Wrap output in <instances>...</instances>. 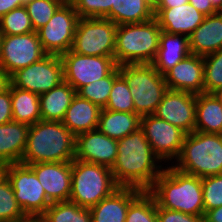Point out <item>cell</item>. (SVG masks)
I'll return each mask as SVG.
<instances>
[{"label":"cell","instance_id":"6da1fadb","mask_svg":"<svg viewBox=\"0 0 222 222\" xmlns=\"http://www.w3.org/2000/svg\"><path fill=\"white\" fill-rule=\"evenodd\" d=\"M117 153L111 171L120 187L148 191L165 168L141 127L118 140Z\"/></svg>","mask_w":222,"mask_h":222},{"label":"cell","instance_id":"7a4b0ae2","mask_svg":"<svg viewBox=\"0 0 222 222\" xmlns=\"http://www.w3.org/2000/svg\"><path fill=\"white\" fill-rule=\"evenodd\" d=\"M148 192L156 204L189 215L204 216L201 178L165 166Z\"/></svg>","mask_w":222,"mask_h":222},{"label":"cell","instance_id":"3957f363","mask_svg":"<svg viewBox=\"0 0 222 222\" xmlns=\"http://www.w3.org/2000/svg\"><path fill=\"white\" fill-rule=\"evenodd\" d=\"M74 157L75 135L62 122L40 120L29 126L21 164L72 162Z\"/></svg>","mask_w":222,"mask_h":222},{"label":"cell","instance_id":"277c9868","mask_svg":"<svg viewBox=\"0 0 222 222\" xmlns=\"http://www.w3.org/2000/svg\"><path fill=\"white\" fill-rule=\"evenodd\" d=\"M171 166L200 178L222 174V134H186L181 152Z\"/></svg>","mask_w":222,"mask_h":222},{"label":"cell","instance_id":"5b68a950","mask_svg":"<svg viewBox=\"0 0 222 222\" xmlns=\"http://www.w3.org/2000/svg\"><path fill=\"white\" fill-rule=\"evenodd\" d=\"M162 30L155 18L117 26L114 59L116 64H152Z\"/></svg>","mask_w":222,"mask_h":222},{"label":"cell","instance_id":"8992f818","mask_svg":"<svg viewBox=\"0 0 222 222\" xmlns=\"http://www.w3.org/2000/svg\"><path fill=\"white\" fill-rule=\"evenodd\" d=\"M120 186L111 168L77 159L72 161L71 193L69 201L90 208L113 194Z\"/></svg>","mask_w":222,"mask_h":222},{"label":"cell","instance_id":"52a82bcc","mask_svg":"<svg viewBox=\"0 0 222 222\" xmlns=\"http://www.w3.org/2000/svg\"><path fill=\"white\" fill-rule=\"evenodd\" d=\"M119 75L130 87L135 113L140 117L154 114L168 90L164 75L152 64L119 65Z\"/></svg>","mask_w":222,"mask_h":222},{"label":"cell","instance_id":"ba28073f","mask_svg":"<svg viewBox=\"0 0 222 222\" xmlns=\"http://www.w3.org/2000/svg\"><path fill=\"white\" fill-rule=\"evenodd\" d=\"M117 25L107 18H79L71 50L114 58Z\"/></svg>","mask_w":222,"mask_h":222},{"label":"cell","instance_id":"9c48e42d","mask_svg":"<svg viewBox=\"0 0 222 222\" xmlns=\"http://www.w3.org/2000/svg\"><path fill=\"white\" fill-rule=\"evenodd\" d=\"M4 175L10 181L16 201L25 215L41 216L51 205L35 172L28 165H6Z\"/></svg>","mask_w":222,"mask_h":222},{"label":"cell","instance_id":"30bf717a","mask_svg":"<svg viewBox=\"0 0 222 222\" xmlns=\"http://www.w3.org/2000/svg\"><path fill=\"white\" fill-rule=\"evenodd\" d=\"M10 85L36 94L50 91L63 82L59 55L47 54L40 61L18 69L9 76Z\"/></svg>","mask_w":222,"mask_h":222},{"label":"cell","instance_id":"8fae6325","mask_svg":"<svg viewBox=\"0 0 222 222\" xmlns=\"http://www.w3.org/2000/svg\"><path fill=\"white\" fill-rule=\"evenodd\" d=\"M79 18L74 5L64 2L49 22L36 31L47 54L60 56L71 50Z\"/></svg>","mask_w":222,"mask_h":222},{"label":"cell","instance_id":"7c38bea8","mask_svg":"<svg viewBox=\"0 0 222 222\" xmlns=\"http://www.w3.org/2000/svg\"><path fill=\"white\" fill-rule=\"evenodd\" d=\"M63 64V81L76 92L83 86L108 76L118 65L106 56L81 55L72 50L60 55Z\"/></svg>","mask_w":222,"mask_h":222},{"label":"cell","instance_id":"4fadbf2b","mask_svg":"<svg viewBox=\"0 0 222 222\" xmlns=\"http://www.w3.org/2000/svg\"><path fill=\"white\" fill-rule=\"evenodd\" d=\"M36 31L20 35H1L0 68L10 76L45 57Z\"/></svg>","mask_w":222,"mask_h":222},{"label":"cell","instance_id":"5bb4252c","mask_svg":"<svg viewBox=\"0 0 222 222\" xmlns=\"http://www.w3.org/2000/svg\"><path fill=\"white\" fill-rule=\"evenodd\" d=\"M140 127L161 162H167L165 165H170L172 161L171 164H173V160L175 161L181 152L186 133L153 114L141 117Z\"/></svg>","mask_w":222,"mask_h":222},{"label":"cell","instance_id":"9a60e30c","mask_svg":"<svg viewBox=\"0 0 222 222\" xmlns=\"http://www.w3.org/2000/svg\"><path fill=\"white\" fill-rule=\"evenodd\" d=\"M195 114V94L168 89L153 115L190 134L195 131Z\"/></svg>","mask_w":222,"mask_h":222},{"label":"cell","instance_id":"2e32d148","mask_svg":"<svg viewBox=\"0 0 222 222\" xmlns=\"http://www.w3.org/2000/svg\"><path fill=\"white\" fill-rule=\"evenodd\" d=\"M118 140L112 139L98 129L75 136L74 159L112 168L117 158Z\"/></svg>","mask_w":222,"mask_h":222},{"label":"cell","instance_id":"e0dca14e","mask_svg":"<svg viewBox=\"0 0 222 222\" xmlns=\"http://www.w3.org/2000/svg\"><path fill=\"white\" fill-rule=\"evenodd\" d=\"M28 166L35 172L51 203L69 201L72 162H45Z\"/></svg>","mask_w":222,"mask_h":222},{"label":"cell","instance_id":"ac0fdd59","mask_svg":"<svg viewBox=\"0 0 222 222\" xmlns=\"http://www.w3.org/2000/svg\"><path fill=\"white\" fill-rule=\"evenodd\" d=\"M168 89L204 93L203 56L190 54L164 74Z\"/></svg>","mask_w":222,"mask_h":222},{"label":"cell","instance_id":"d6986e66","mask_svg":"<svg viewBox=\"0 0 222 222\" xmlns=\"http://www.w3.org/2000/svg\"><path fill=\"white\" fill-rule=\"evenodd\" d=\"M153 11L154 18L162 31L171 34H182L187 37L192 34L206 17L189 2L181 6L153 9Z\"/></svg>","mask_w":222,"mask_h":222},{"label":"cell","instance_id":"ffe728a7","mask_svg":"<svg viewBox=\"0 0 222 222\" xmlns=\"http://www.w3.org/2000/svg\"><path fill=\"white\" fill-rule=\"evenodd\" d=\"M143 191L133 187H120L109 197L90 207L92 222H125L129 205Z\"/></svg>","mask_w":222,"mask_h":222},{"label":"cell","instance_id":"44dd1931","mask_svg":"<svg viewBox=\"0 0 222 222\" xmlns=\"http://www.w3.org/2000/svg\"><path fill=\"white\" fill-rule=\"evenodd\" d=\"M191 54L205 56L222 49V12L208 15L189 36Z\"/></svg>","mask_w":222,"mask_h":222},{"label":"cell","instance_id":"7402d4cb","mask_svg":"<svg viewBox=\"0 0 222 222\" xmlns=\"http://www.w3.org/2000/svg\"><path fill=\"white\" fill-rule=\"evenodd\" d=\"M29 132V125L10 121L0 125V165L20 163Z\"/></svg>","mask_w":222,"mask_h":222},{"label":"cell","instance_id":"603a6c76","mask_svg":"<svg viewBox=\"0 0 222 222\" xmlns=\"http://www.w3.org/2000/svg\"><path fill=\"white\" fill-rule=\"evenodd\" d=\"M190 54L189 37L162 31L159 38L158 52L152 65L160 74L164 75Z\"/></svg>","mask_w":222,"mask_h":222},{"label":"cell","instance_id":"cb8c5ba5","mask_svg":"<svg viewBox=\"0 0 222 222\" xmlns=\"http://www.w3.org/2000/svg\"><path fill=\"white\" fill-rule=\"evenodd\" d=\"M101 108L76 94L62 123L76 136L97 129Z\"/></svg>","mask_w":222,"mask_h":222},{"label":"cell","instance_id":"d4e9b609","mask_svg":"<svg viewBox=\"0 0 222 222\" xmlns=\"http://www.w3.org/2000/svg\"><path fill=\"white\" fill-rule=\"evenodd\" d=\"M195 131L222 134V104L214 93L196 95Z\"/></svg>","mask_w":222,"mask_h":222},{"label":"cell","instance_id":"484cf974","mask_svg":"<svg viewBox=\"0 0 222 222\" xmlns=\"http://www.w3.org/2000/svg\"><path fill=\"white\" fill-rule=\"evenodd\" d=\"M76 90L63 81L55 88L39 95L41 118L45 121L62 122Z\"/></svg>","mask_w":222,"mask_h":222},{"label":"cell","instance_id":"4316f807","mask_svg":"<svg viewBox=\"0 0 222 222\" xmlns=\"http://www.w3.org/2000/svg\"><path fill=\"white\" fill-rule=\"evenodd\" d=\"M141 126V117L136 113L110 111L102 108L97 129L108 137L120 140Z\"/></svg>","mask_w":222,"mask_h":222},{"label":"cell","instance_id":"83f0119b","mask_svg":"<svg viewBox=\"0 0 222 222\" xmlns=\"http://www.w3.org/2000/svg\"><path fill=\"white\" fill-rule=\"evenodd\" d=\"M104 18L117 26L150 21L154 18L152 0H114L111 11Z\"/></svg>","mask_w":222,"mask_h":222},{"label":"cell","instance_id":"f1b7e54d","mask_svg":"<svg viewBox=\"0 0 222 222\" xmlns=\"http://www.w3.org/2000/svg\"><path fill=\"white\" fill-rule=\"evenodd\" d=\"M11 106L13 121L30 126L42 120L39 94L11 86Z\"/></svg>","mask_w":222,"mask_h":222},{"label":"cell","instance_id":"f546056e","mask_svg":"<svg viewBox=\"0 0 222 222\" xmlns=\"http://www.w3.org/2000/svg\"><path fill=\"white\" fill-rule=\"evenodd\" d=\"M41 217L43 222H92L90 209L72 201L51 203Z\"/></svg>","mask_w":222,"mask_h":222},{"label":"cell","instance_id":"4dcf8cb0","mask_svg":"<svg viewBox=\"0 0 222 222\" xmlns=\"http://www.w3.org/2000/svg\"><path fill=\"white\" fill-rule=\"evenodd\" d=\"M118 76L119 66L108 76L81 87L76 94L98 105L102 109L107 105L113 82Z\"/></svg>","mask_w":222,"mask_h":222},{"label":"cell","instance_id":"1f68e13d","mask_svg":"<svg viewBox=\"0 0 222 222\" xmlns=\"http://www.w3.org/2000/svg\"><path fill=\"white\" fill-rule=\"evenodd\" d=\"M125 222H158L157 204L148 191H143L129 205Z\"/></svg>","mask_w":222,"mask_h":222},{"label":"cell","instance_id":"d6a6232c","mask_svg":"<svg viewBox=\"0 0 222 222\" xmlns=\"http://www.w3.org/2000/svg\"><path fill=\"white\" fill-rule=\"evenodd\" d=\"M34 32L25 6L11 10L0 18V35H20Z\"/></svg>","mask_w":222,"mask_h":222},{"label":"cell","instance_id":"836d02e7","mask_svg":"<svg viewBox=\"0 0 222 222\" xmlns=\"http://www.w3.org/2000/svg\"><path fill=\"white\" fill-rule=\"evenodd\" d=\"M64 0H29L25 2L34 31L46 25Z\"/></svg>","mask_w":222,"mask_h":222},{"label":"cell","instance_id":"e575fe53","mask_svg":"<svg viewBox=\"0 0 222 222\" xmlns=\"http://www.w3.org/2000/svg\"><path fill=\"white\" fill-rule=\"evenodd\" d=\"M130 93V87L126 81L119 75L113 82L112 90L107 105L104 109L110 111H119L135 113L134 102Z\"/></svg>","mask_w":222,"mask_h":222},{"label":"cell","instance_id":"d590c367","mask_svg":"<svg viewBox=\"0 0 222 222\" xmlns=\"http://www.w3.org/2000/svg\"><path fill=\"white\" fill-rule=\"evenodd\" d=\"M24 216L16 201L12 185L4 175L0 179V222L17 220Z\"/></svg>","mask_w":222,"mask_h":222},{"label":"cell","instance_id":"8d00e7d4","mask_svg":"<svg viewBox=\"0 0 222 222\" xmlns=\"http://www.w3.org/2000/svg\"><path fill=\"white\" fill-rule=\"evenodd\" d=\"M204 93H214L222 88V49L203 56Z\"/></svg>","mask_w":222,"mask_h":222},{"label":"cell","instance_id":"74e56055","mask_svg":"<svg viewBox=\"0 0 222 222\" xmlns=\"http://www.w3.org/2000/svg\"><path fill=\"white\" fill-rule=\"evenodd\" d=\"M204 214L222 206V174L201 178Z\"/></svg>","mask_w":222,"mask_h":222},{"label":"cell","instance_id":"f35d334b","mask_svg":"<svg viewBox=\"0 0 222 222\" xmlns=\"http://www.w3.org/2000/svg\"><path fill=\"white\" fill-rule=\"evenodd\" d=\"M71 3L80 18H104L111 11L114 0H73Z\"/></svg>","mask_w":222,"mask_h":222},{"label":"cell","instance_id":"ab89813d","mask_svg":"<svg viewBox=\"0 0 222 222\" xmlns=\"http://www.w3.org/2000/svg\"><path fill=\"white\" fill-rule=\"evenodd\" d=\"M158 222H204V216L161 208L157 205Z\"/></svg>","mask_w":222,"mask_h":222},{"label":"cell","instance_id":"60d3db41","mask_svg":"<svg viewBox=\"0 0 222 222\" xmlns=\"http://www.w3.org/2000/svg\"><path fill=\"white\" fill-rule=\"evenodd\" d=\"M13 120L11 106V85L0 93V125Z\"/></svg>","mask_w":222,"mask_h":222},{"label":"cell","instance_id":"b9f144b4","mask_svg":"<svg viewBox=\"0 0 222 222\" xmlns=\"http://www.w3.org/2000/svg\"><path fill=\"white\" fill-rule=\"evenodd\" d=\"M189 3L206 16L218 12L210 0H189Z\"/></svg>","mask_w":222,"mask_h":222},{"label":"cell","instance_id":"7bdbcfd3","mask_svg":"<svg viewBox=\"0 0 222 222\" xmlns=\"http://www.w3.org/2000/svg\"><path fill=\"white\" fill-rule=\"evenodd\" d=\"M23 0H0V18L11 10L24 6Z\"/></svg>","mask_w":222,"mask_h":222},{"label":"cell","instance_id":"ee69618b","mask_svg":"<svg viewBox=\"0 0 222 222\" xmlns=\"http://www.w3.org/2000/svg\"><path fill=\"white\" fill-rule=\"evenodd\" d=\"M189 0H153V9H166L181 6L188 3Z\"/></svg>","mask_w":222,"mask_h":222},{"label":"cell","instance_id":"f6af8a7d","mask_svg":"<svg viewBox=\"0 0 222 222\" xmlns=\"http://www.w3.org/2000/svg\"><path fill=\"white\" fill-rule=\"evenodd\" d=\"M204 222H222V206L207 211L204 214Z\"/></svg>","mask_w":222,"mask_h":222},{"label":"cell","instance_id":"bcb514c9","mask_svg":"<svg viewBox=\"0 0 222 222\" xmlns=\"http://www.w3.org/2000/svg\"><path fill=\"white\" fill-rule=\"evenodd\" d=\"M9 84V76L0 68V93L7 89Z\"/></svg>","mask_w":222,"mask_h":222},{"label":"cell","instance_id":"7dc6e473","mask_svg":"<svg viewBox=\"0 0 222 222\" xmlns=\"http://www.w3.org/2000/svg\"><path fill=\"white\" fill-rule=\"evenodd\" d=\"M8 222H43V220L41 216L25 215L23 218L17 220H11Z\"/></svg>","mask_w":222,"mask_h":222},{"label":"cell","instance_id":"c3c4849f","mask_svg":"<svg viewBox=\"0 0 222 222\" xmlns=\"http://www.w3.org/2000/svg\"><path fill=\"white\" fill-rule=\"evenodd\" d=\"M210 2L218 12H222V0H210Z\"/></svg>","mask_w":222,"mask_h":222},{"label":"cell","instance_id":"681fc988","mask_svg":"<svg viewBox=\"0 0 222 222\" xmlns=\"http://www.w3.org/2000/svg\"><path fill=\"white\" fill-rule=\"evenodd\" d=\"M214 94L222 104V88L218 89L216 92H214Z\"/></svg>","mask_w":222,"mask_h":222},{"label":"cell","instance_id":"f907efd6","mask_svg":"<svg viewBox=\"0 0 222 222\" xmlns=\"http://www.w3.org/2000/svg\"><path fill=\"white\" fill-rule=\"evenodd\" d=\"M4 176V166L0 165V179Z\"/></svg>","mask_w":222,"mask_h":222},{"label":"cell","instance_id":"816d5d0a","mask_svg":"<svg viewBox=\"0 0 222 222\" xmlns=\"http://www.w3.org/2000/svg\"><path fill=\"white\" fill-rule=\"evenodd\" d=\"M65 2H72L73 0H64Z\"/></svg>","mask_w":222,"mask_h":222}]
</instances>
